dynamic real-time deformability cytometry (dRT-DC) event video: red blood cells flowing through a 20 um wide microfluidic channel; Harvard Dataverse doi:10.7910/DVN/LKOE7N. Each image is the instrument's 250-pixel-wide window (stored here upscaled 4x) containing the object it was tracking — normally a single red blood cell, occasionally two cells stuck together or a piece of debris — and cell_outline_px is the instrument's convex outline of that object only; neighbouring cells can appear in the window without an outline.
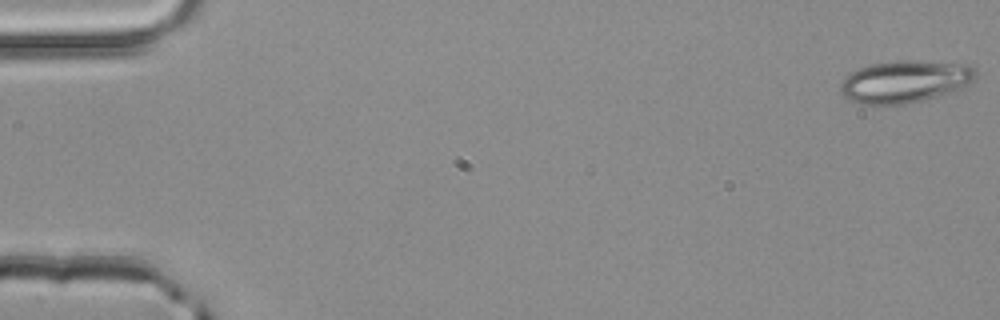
{"species": "common noctule bat (a hibernating species)", "species_latin": "Nyctalus noctula", "temperature_condition": "room temperature", "stored_images_in_passage": 51, "camera_frame_rate_fps": 3000, "um_per_image_px": 0.085, "animal": {"sex": "male", "body_mass_g": 20.4}, "frame": {"image": 1, "passage_image": 1, "time_ms": 0.0, "image_size_px": [1000, 320], "cell_outline_px": [[976, 80], [956, 92], [904, 104], [864, 104], [848, 100], [840, 92], [840, 84], [852, 72], [860, 68], [872, 64], [896, 60], [912, 60], [968, 64], [976, 72]], "centroid_in_image_um": [76.97, 6.93], "position_along_channel_um": 8.0, "area_um2": 33.41}}
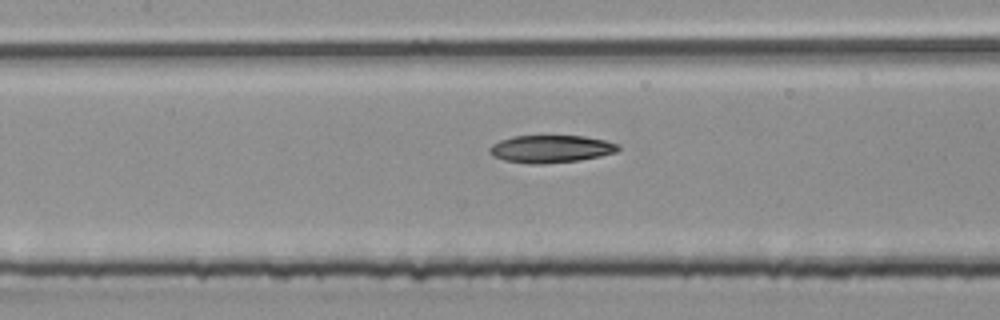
{"frame": {"image": 2, "passage_image": 24, "time_ms": 7.667, "image_size_px": [1000, 320], "cell_outline_px": [[620, 148], [616, 152], [600, 156], [580, 160], [544, 164], [528, 164], [504, 160], [492, 156], [488, 152], [488, 148], [492, 144], [500, 140], [512, 136], [584, 136], [604, 140], [616, 144]], "centroid_in_image_um": [46.77, 12.66], "position_along_channel_um": 160.6, "area_um2": 20.69}}
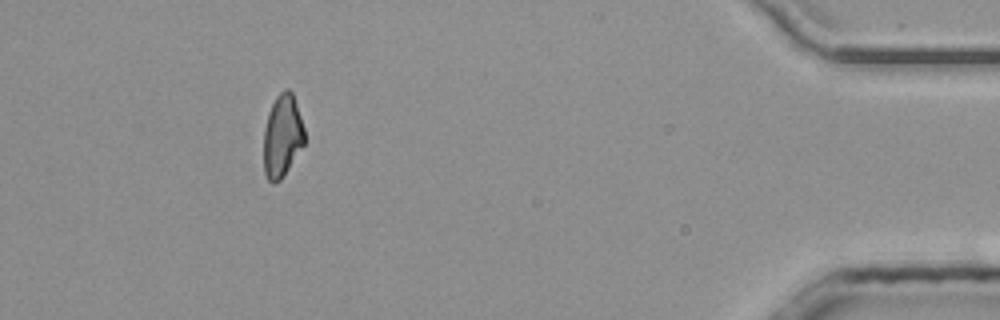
{"frame": {"image": 3, "passage_image": 47, "time_ms": 15.333, "image_size_px": [1000, 320], "cell_outline_px": [[304, 144], [280, 180], [272, 184], [268, 180], [264, 172], [264, 128], [268, 112], [276, 96], [284, 88], [288, 88], [292, 92], [304, 128]], "centroid_in_image_um": [23.98, 11.54], "position_along_channel_um": 411.2, "area_um2": 19.48}, "authors_computed_cell_mechanics": {"area_um2": 20.8658, "velocity_mm_per_s": 4.0788, "shape_relaxation_time_tau1_ms": null, "shape_relaxation_time_tau2_ms": 11.3588, "deformation_change_tau1": null, "deformation_change_tau2": 0.1994}}